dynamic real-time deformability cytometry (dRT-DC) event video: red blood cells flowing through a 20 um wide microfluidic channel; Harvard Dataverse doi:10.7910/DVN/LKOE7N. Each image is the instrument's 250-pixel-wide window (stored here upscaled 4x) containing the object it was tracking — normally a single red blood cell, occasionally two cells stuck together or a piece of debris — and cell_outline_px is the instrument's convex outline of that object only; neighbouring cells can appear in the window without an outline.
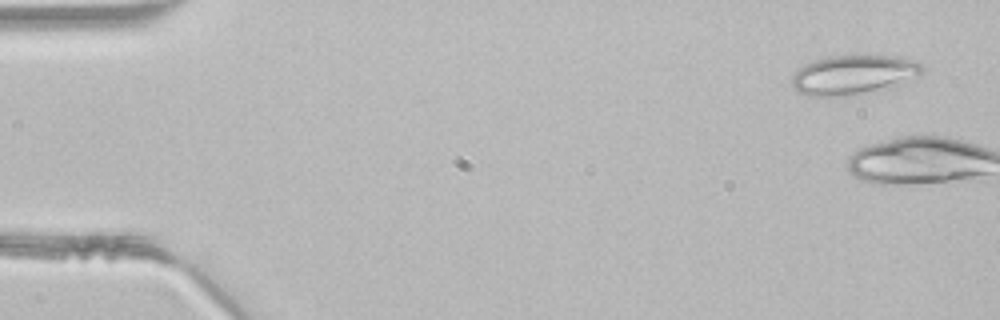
{"species": "common noctule bat (a hibernating species)", "species_latin": "Nyctalus noctula", "temperature_condition": "room temperature", "stored_images_in_passage": 3, "camera_frame_rate_fps": 3000, "um_per_image_px": 0.085, "animal": {"sex": "male", "body_mass_g": 21.5, "forearm_length_mm": 52.0}, "frame": {"image": 1, "passage_image": 1, "time_ms": 0.0, "image_size_px": [1000, 320], "cell_outline_px": [[924, 68], [912, 84], [852, 96], [808, 96], [796, 92], [792, 88], [792, 76], [804, 64], [828, 56], [876, 52], [900, 56], [916, 60], [924, 64]], "centroid_in_image_um": [72.69, 6.33], "position_along_channel_um": 12.3, "area_um2": 32.02}}